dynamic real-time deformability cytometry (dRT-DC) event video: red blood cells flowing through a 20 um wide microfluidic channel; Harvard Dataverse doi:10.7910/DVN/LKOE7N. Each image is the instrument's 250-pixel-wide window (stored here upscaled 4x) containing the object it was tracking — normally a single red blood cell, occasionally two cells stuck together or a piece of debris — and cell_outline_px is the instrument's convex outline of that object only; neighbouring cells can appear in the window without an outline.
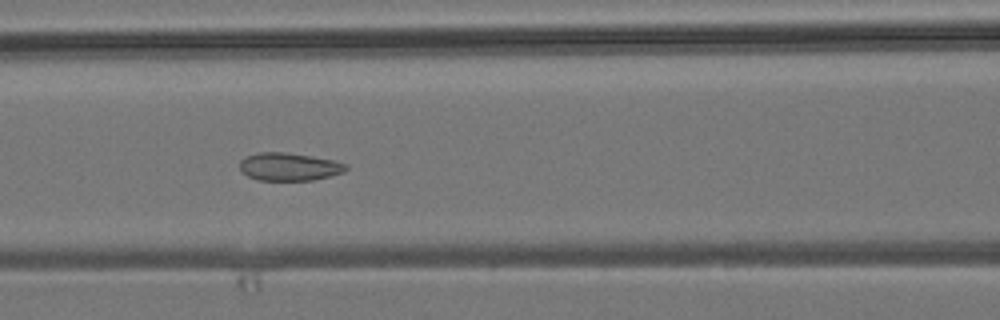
{"species": "common noctule bat (a hibernating species)", "species_latin": "Nyctalus noctula", "temperature_condition": "room temperature", "stored_images_in_passage": 7, "camera_frame_rate_fps": 3000, "um_per_image_px": 0.085, "animal": {"sex": "male", "body_mass_g": 19.2, "forearm_length_mm": 51.8}, "frame": {"image": 1, "passage_image": 5, "time_ms": 4.667, "image_size_px": [1000, 320], "cell_outline_px": [[348, 168], [344, 172], [312, 180], [260, 180], [248, 176], [240, 168], [240, 160], [248, 156], [260, 152], [284, 152], [312, 156], [332, 160], [348, 164]], "centroid_in_image_um": [24.6, 14.17], "position_along_channel_um": 142.0, "area_um2": 17.05}}
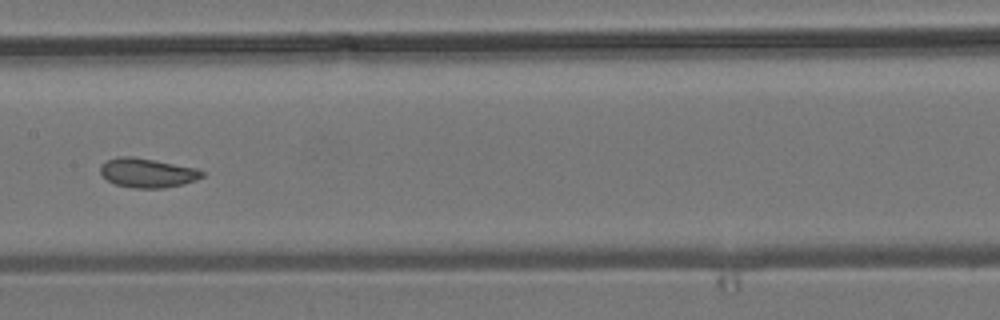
{"frame": {"image": 2, "passage_image": 6, "time_ms": 6.0, "image_size_px": [1000, 320], "cell_outline_px": [[204, 176], [196, 180], [184, 184], [164, 188], [136, 188], [116, 184], [108, 180], [100, 172], [100, 164], [108, 160], [120, 156], [132, 156], [156, 160], [196, 168], [204, 172]], "centroid_in_image_um": [12.55, 14.69], "position_along_channel_um": 194.9, "area_um2": 17.34}}
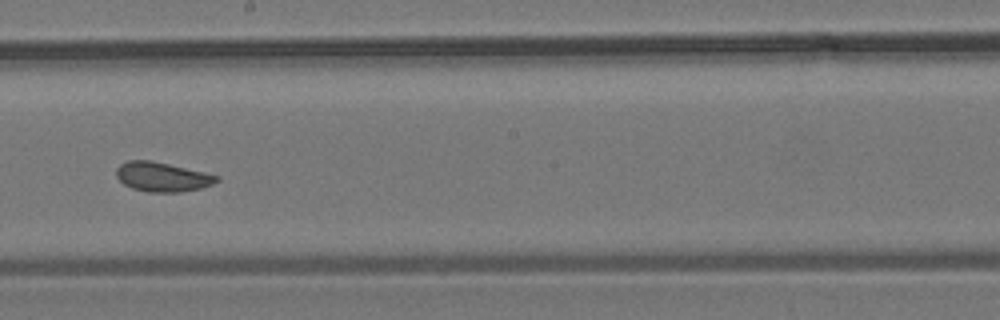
{"frame": {"image": 3, "passage_image": 7, "time_ms": 7.0, "image_size_px": [1000, 320], "cell_outline_px": [[220, 180], [212, 184], [200, 188], [180, 192], [148, 192], [132, 188], [124, 184], [116, 176], [116, 168], [120, 164], [128, 160], [152, 160], [204, 172], [220, 176]], "centroid_in_image_um": [13.78, 15.03], "position_along_channel_um": 234.4, "area_um2": 17.22}}